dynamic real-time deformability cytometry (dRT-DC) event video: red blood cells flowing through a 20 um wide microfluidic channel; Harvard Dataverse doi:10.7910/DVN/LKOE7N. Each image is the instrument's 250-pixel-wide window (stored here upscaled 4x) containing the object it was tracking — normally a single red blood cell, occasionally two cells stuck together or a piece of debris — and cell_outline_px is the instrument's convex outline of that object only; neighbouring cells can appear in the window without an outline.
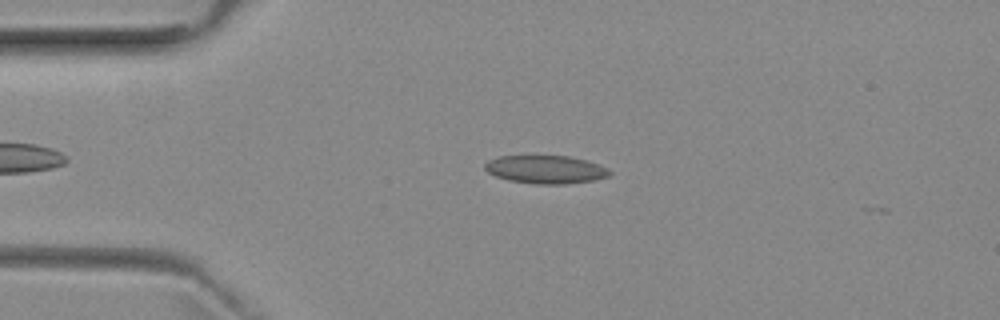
{"species": "common noctule bat (a hibernating species)", "species_latin": "Nyctalus noctula", "temperature_condition": "room temperature", "stored_images_in_passage": 36, "camera_frame_rate_fps": 3000, "um_per_image_px": 0.085, "animal": {"sex": "female", "body_mass_g": 29.2, "forearm_length_mm": 56.3}, "frame": {"image": 1, "passage_image": 1, "time_ms": 0.0, "image_size_px": [1000, 320], "cell_outline_px": [[612, 172], [608, 176], [592, 180], [564, 184], [536, 184], [508, 180], [496, 176], [488, 172], [484, 168], [484, 164], [488, 160], [500, 156], [568, 156], [588, 160], [608, 168]], "centroid_in_image_um": [46.38, 14.4], "position_along_channel_um": 38.6, "area_um2": 20.4}}
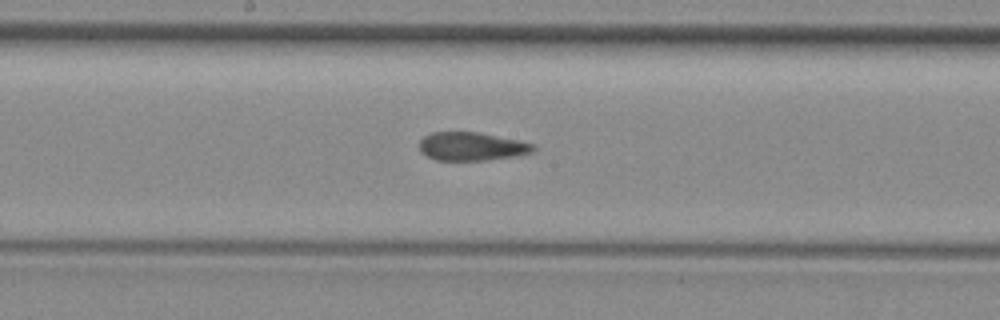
{"frame": {"image": 2, "passage_image": 16, "time_ms": 5.0, "image_size_px": [1000, 320], "cell_outline_px": [[536, 148], [532, 152], [516, 156], [488, 160], [436, 160], [428, 156], [420, 148], [420, 140], [424, 136], [432, 132], [476, 132], [516, 140], [532, 144]], "centroid_in_image_um": [40.08, 12.45], "position_along_channel_um": 208.1, "area_um2": 18.5}}
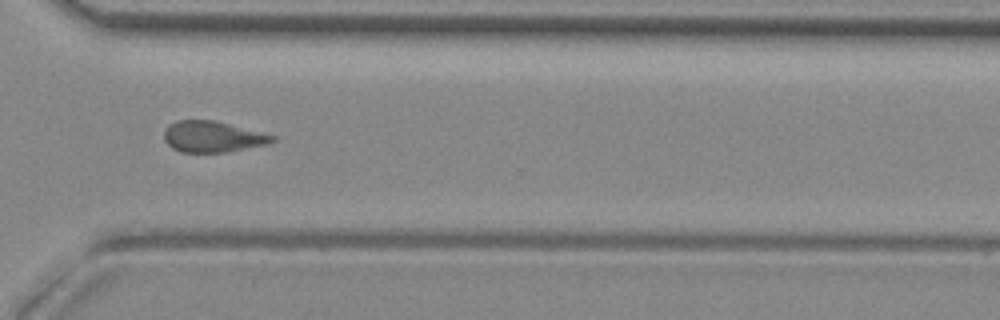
{"frame": {"image": 3, "passage_image": 27, "time_ms": 8.667, "image_size_px": [1000, 320], "cell_outline_px": [[276, 140], [268, 144], [224, 152], [180, 152], [172, 148], [164, 140], [164, 132], [168, 124], [176, 120], [212, 120], [276, 136]], "centroid_in_image_um": [18.03, 11.62], "position_along_channel_um": 352.6, "area_um2": 19.42}, "authors_computed_cell_mechanics": {"area_um2": 19.8543, "velocity_mm_per_s": 3.9396, "shape_relaxation_time_tau1_ms": null, "shape_relaxation_time_tau2_ms": 1.9653, "deformation_change_tau1": null, "deformation_change_tau2": 0.0766}}